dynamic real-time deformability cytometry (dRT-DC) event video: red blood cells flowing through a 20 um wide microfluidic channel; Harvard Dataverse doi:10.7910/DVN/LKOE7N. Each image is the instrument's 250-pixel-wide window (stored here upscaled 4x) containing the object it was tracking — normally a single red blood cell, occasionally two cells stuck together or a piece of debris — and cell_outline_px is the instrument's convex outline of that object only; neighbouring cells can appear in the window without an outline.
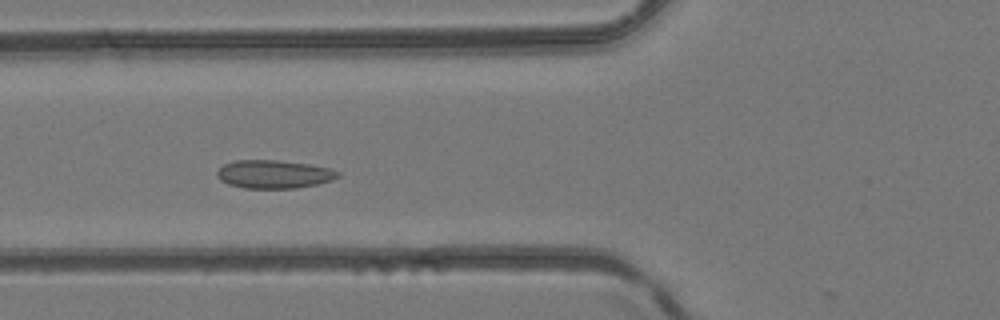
{"species": "common noctule bat (a hibernating species)", "species_latin": "Nyctalus noctula", "temperature_condition": "room temperature", "stored_images_in_passage": 42, "camera_frame_rate_fps": 3000, "um_per_image_px": 0.085, "animal": {"sex": "female", "body_mass_g": 24.6, "forearm_length_mm": 56.2}, "frame": {"image": 1, "passage_image": 14, "time_ms": 4.333, "image_size_px": [1000, 320], "cell_outline_px": [[340, 176], [332, 180], [316, 184], [296, 188], [244, 188], [228, 184], [220, 180], [216, 176], [216, 172], [224, 164], [236, 160], [276, 160], [308, 164], [328, 168], [340, 172]], "centroid_in_image_um": [23.26, 14.81], "position_along_channel_um": 102.5, "area_um2": 19.83}}
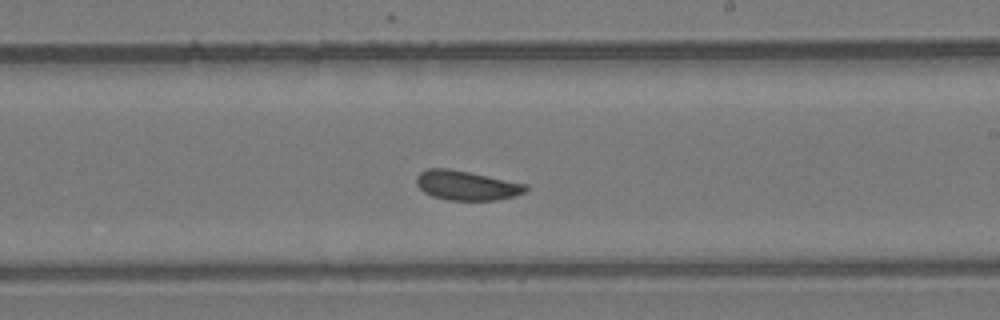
{"frame": {"image": 2, "passage_image": 24, "time_ms": 7.667, "image_size_px": [1000, 320], "cell_outline_px": [[528, 188], [524, 192], [516, 196], [496, 200], [448, 200], [432, 196], [424, 192], [416, 184], [416, 176], [420, 172], [428, 168], [448, 168], [528, 184]], "centroid_in_image_um": [39.65, 15.76], "position_along_channel_um": 249.4, "area_um2": 18.79}}
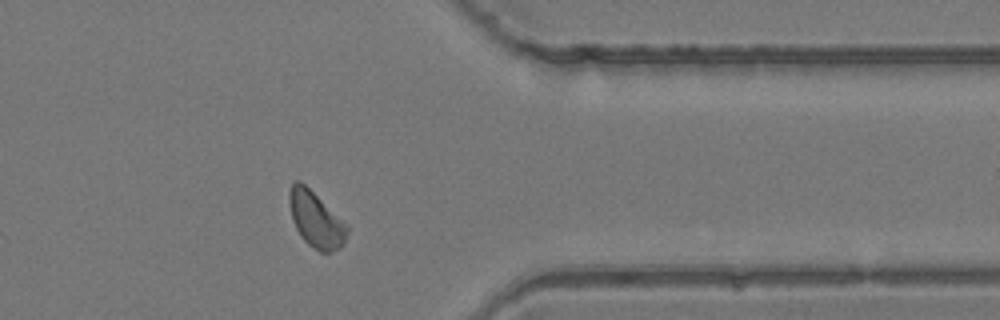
{"frame": {"image": 3, "passage_image": 34, "time_ms": 11.0, "image_size_px": [1000, 320], "cell_outline_px": [[348, 232], [340, 248], [332, 252], [320, 252], [308, 244], [300, 236], [292, 220], [288, 204], [288, 192], [292, 184], [296, 180], [300, 180], [348, 224]], "centroid_in_image_um": [26.83, 18.65], "position_along_channel_um": 384.6, "area_um2": 18.9}}